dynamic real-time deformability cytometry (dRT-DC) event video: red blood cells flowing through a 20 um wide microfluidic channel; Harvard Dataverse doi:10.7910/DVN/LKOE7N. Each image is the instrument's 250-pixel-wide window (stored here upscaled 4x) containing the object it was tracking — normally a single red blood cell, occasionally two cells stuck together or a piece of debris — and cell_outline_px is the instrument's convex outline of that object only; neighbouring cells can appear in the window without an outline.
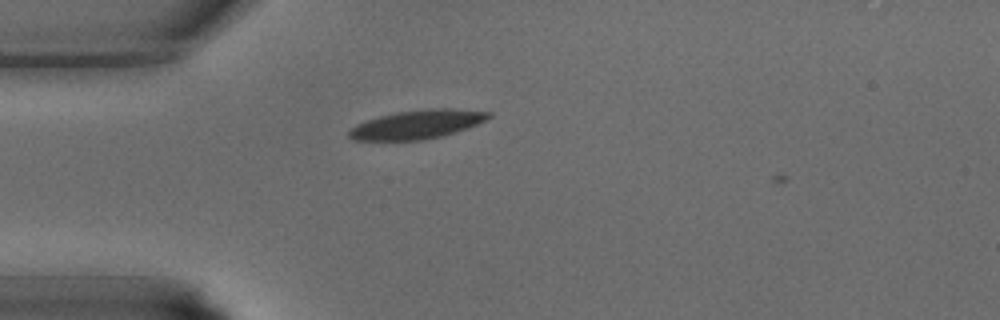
{"species": "common noctule bat (a hibernating species)", "species_latin": "Nyctalus noctula", "temperature_condition": "warm", "stored_images_in_passage": 6, "camera_frame_rate_fps": 3000, "um_per_image_px": 0.085, "animal": {"sex": "male", "body_mass_g": 15.6}, "frame": {"image": 1, "passage_image": 5, "time_ms": 1.333, "image_size_px": [1000, 320], "cell_outline_px": [[492, 116], [468, 128], [444, 136], [424, 140], [352, 140], [348, 136], [348, 132], [356, 124], [380, 116], [396, 112], [428, 108], [452, 108], [492, 112]], "centroid_in_image_um": [35.48, 10.57], "position_along_channel_um": 49.5, "area_um2": 23.47}}